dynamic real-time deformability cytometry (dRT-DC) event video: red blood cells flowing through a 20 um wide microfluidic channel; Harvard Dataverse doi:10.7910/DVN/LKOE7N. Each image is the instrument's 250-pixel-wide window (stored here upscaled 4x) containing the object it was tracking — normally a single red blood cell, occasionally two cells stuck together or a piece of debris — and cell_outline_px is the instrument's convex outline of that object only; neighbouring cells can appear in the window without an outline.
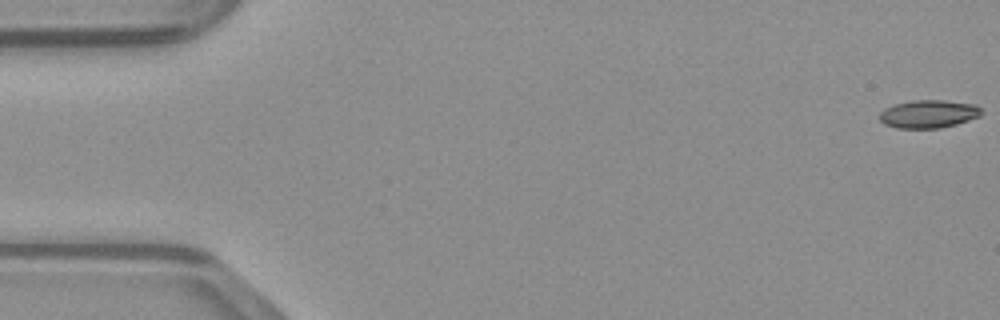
{"species": "common noctule bat (a hibernating species)", "species_latin": "Nyctalus noctula", "temperature_condition": "warm", "stored_images_in_passage": 49, "camera_frame_rate_fps": 3000, "um_per_image_px": 0.085, "animal": {"sex": "male", "body_mass_g": 23.1, "forearm_length_mm": 52.7}, "frame": {"image": 1, "passage_image": 1, "time_ms": 0.0, "image_size_px": [1000, 320], "cell_outline_px": [[984, 112], [980, 116], [956, 124], [940, 128], [896, 128], [884, 124], [880, 120], [880, 112], [884, 108], [896, 104], [912, 100], [944, 100], [976, 104]], "centroid_in_image_um": [78.94, 9.68], "position_along_channel_um": 6.1, "area_um2": 16.7}}
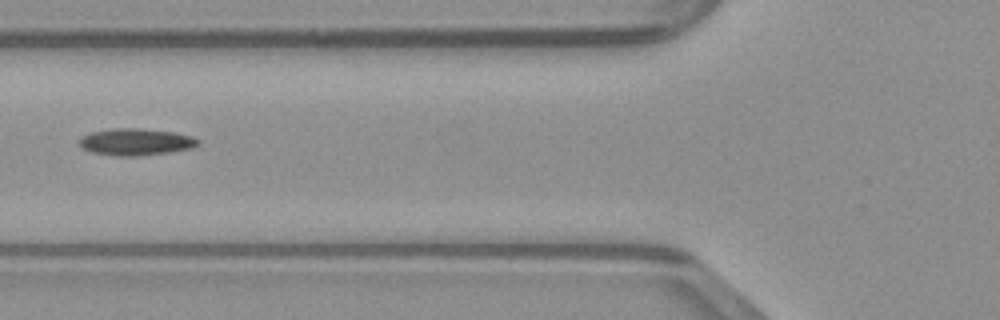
{"frame": {"image": 2, "passage_image": 19, "time_ms": 6.0, "image_size_px": [1000, 320], "cell_outline_px": [[200, 144], [192, 148], [172, 152], [136, 156], [116, 156], [92, 152], [84, 148], [80, 144], [80, 136], [88, 132], [112, 128], [140, 128], [176, 132], [192, 136], [200, 140]], "centroid_in_image_um": [11.57, 12.05], "position_along_channel_um": 114.2, "area_um2": 18.84}}
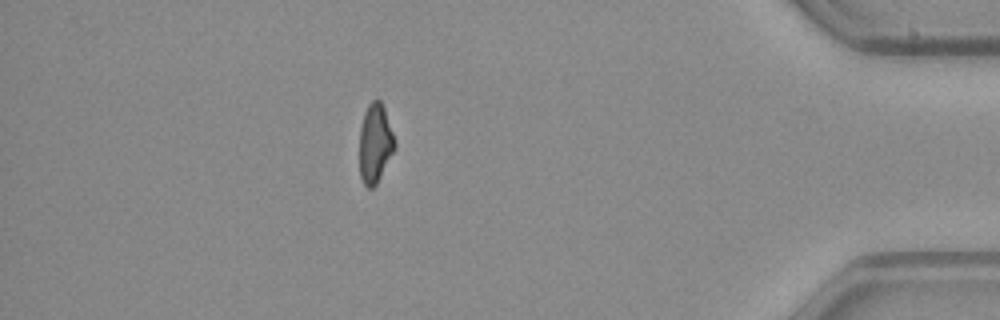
{"frame": {"image": 3, "passage_image": 43, "time_ms": 14.0, "image_size_px": [1000, 320], "cell_outline_px": [[396, 148], [376, 184], [372, 188], [368, 188], [364, 184], [360, 176], [360, 128], [364, 112], [368, 104], [372, 100], [380, 100], [384, 108], [396, 140]], "centroid_in_image_um": [31.9, 12.17], "position_along_channel_um": 403.3, "area_um2": 16.3}}